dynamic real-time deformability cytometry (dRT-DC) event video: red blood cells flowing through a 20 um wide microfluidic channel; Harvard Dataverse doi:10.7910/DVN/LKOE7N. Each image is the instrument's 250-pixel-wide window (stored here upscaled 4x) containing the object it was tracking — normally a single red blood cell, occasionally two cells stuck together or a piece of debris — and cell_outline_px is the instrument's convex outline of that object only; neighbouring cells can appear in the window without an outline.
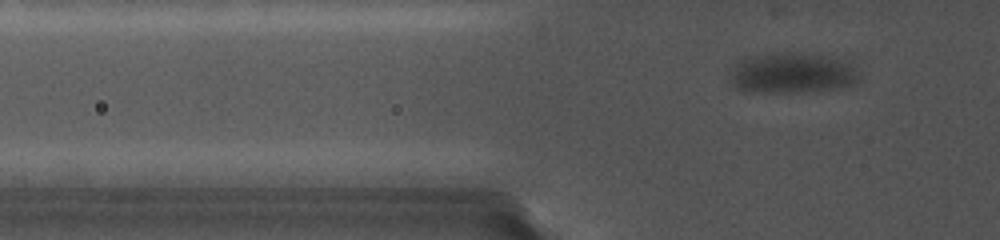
{"species": "common noctule bat (a hibernating species)", "species_latin": "Nyctalus noctula", "temperature_condition": "cold", "stored_images_in_passage": 31, "camera_frame_rate_fps": 5000, "um_per_image_px": 0.085, "animal": {"sex": "female", "body_mass_g": 19.0, "forearm_length_mm": 56.7}, "frame": {"image": 1, "passage_image": 8, "time_ms": 2.4, "image_size_px": [1000, 240], "cell_outline_px": [[860, 80], [852, 84], [840, 88], [736, 88], [736, 72], [740, 64], [744, 60], [756, 56], [840, 56], [860, 72]], "centroid_in_image_um": [67.66, 6.16], "position_along_channel_um": 58.1, "area_um2": 26.3}}
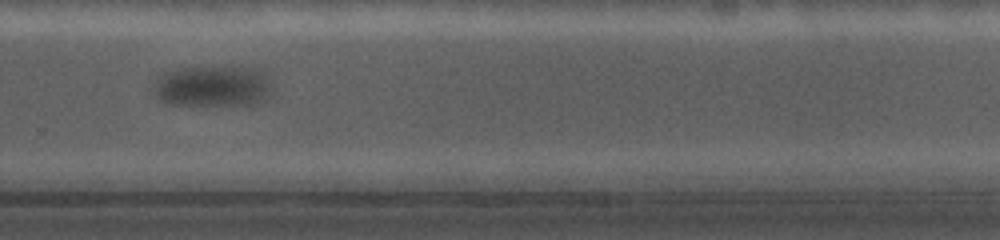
{"frame": {"image": 2, "passage_image": 25, "time_ms": 11.6, "image_size_px": [1000, 240], "cell_outline_px": [[264, 92], [256, 100], [232, 104], [180, 104], [164, 100], [156, 92], [160, 80], [168, 72], [176, 68], [212, 64], [260, 68], [264, 84]], "centroid_in_image_um": [17.99, 7.21], "position_along_channel_um": 311.8, "area_um2": 26.47}}
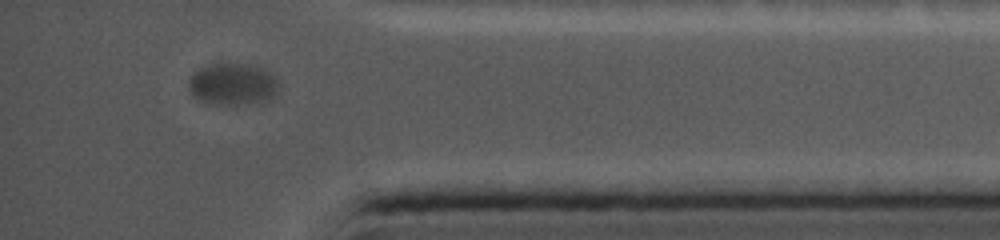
{"frame": {"image": 3, "passage_image": 30, "time_ms": 15.2, "image_size_px": [1000, 240], "cell_outline_px": [[280, 84], [276, 92], [272, 96], [260, 100], [244, 104], [216, 104], [204, 100], [196, 96], [188, 88], [188, 80], [200, 68], [208, 64], [256, 64], [272, 72], [276, 76]], "centroid_in_image_um": [19.83, 7.1], "position_along_channel_um": 415.4, "area_um2": 21.68}}